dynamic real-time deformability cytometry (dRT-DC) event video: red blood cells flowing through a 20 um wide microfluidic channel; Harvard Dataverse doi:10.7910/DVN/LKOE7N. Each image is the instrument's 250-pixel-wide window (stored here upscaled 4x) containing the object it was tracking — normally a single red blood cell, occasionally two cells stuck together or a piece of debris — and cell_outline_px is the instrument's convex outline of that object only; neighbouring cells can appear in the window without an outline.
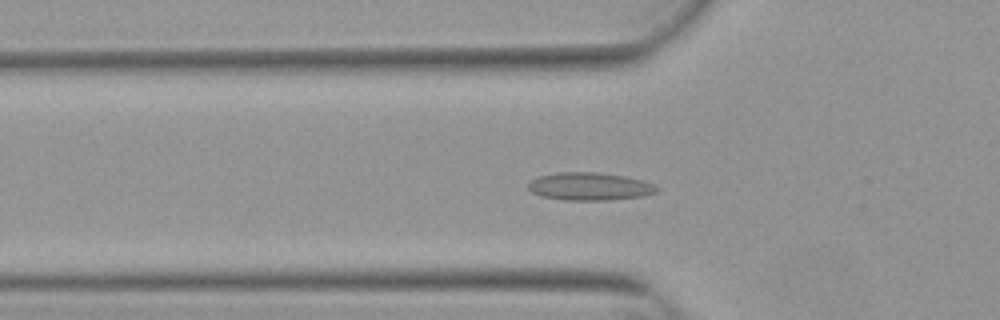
{"species": "Egyptian fruit bat (a non-hibernating species)", "species_latin": "Rousettus aegyptiacus", "temperature_condition": "warm", "stored_images_in_passage": 52, "camera_frame_rate_fps": 3000, "um_per_image_px": 0.085, "animal": {"sex": "female"}, "frame": {"image": 1, "passage_image": 17, "time_ms": 5.333, "image_size_px": [1000, 320], "cell_outline_px": [[660, 188], [656, 192], [644, 196], [608, 200], [564, 200], [540, 196], [532, 192], [528, 188], [528, 184], [532, 180], [540, 176], [556, 172], [596, 172], [624, 176], [640, 180], [652, 184]], "centroid_in_image_um": [50.1, 15.85], "position_along_channel_um": 75.7, "area_um2": 20.75}}
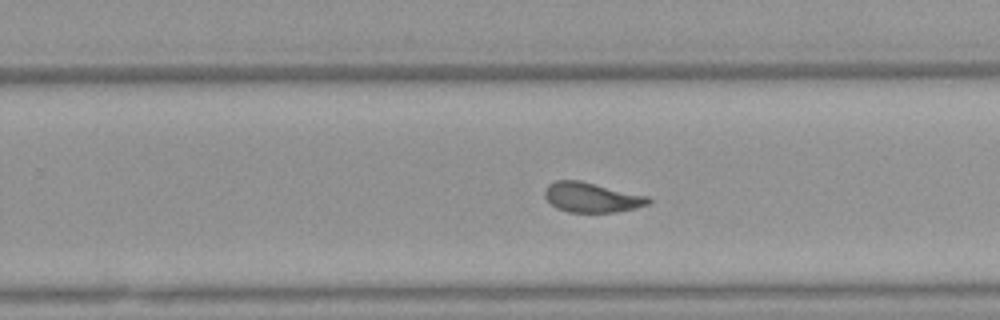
{"frame": {"image": 2, "passage_image": 33, "time_ms": 10.667, "image_size_px": [1000, 320], "cell_outline_px": [[652, 200], [648, 204], [636, 208], [616, 212], [568, 212], [556, 208], [544, 196], [544, 188], [548, 184], [556, 180], [580, 180], [648, 196]], "centroid_in_image_um": [50.28, 16.77], "position_along_channel_um": 279.5, "area_um2": 18.09}}
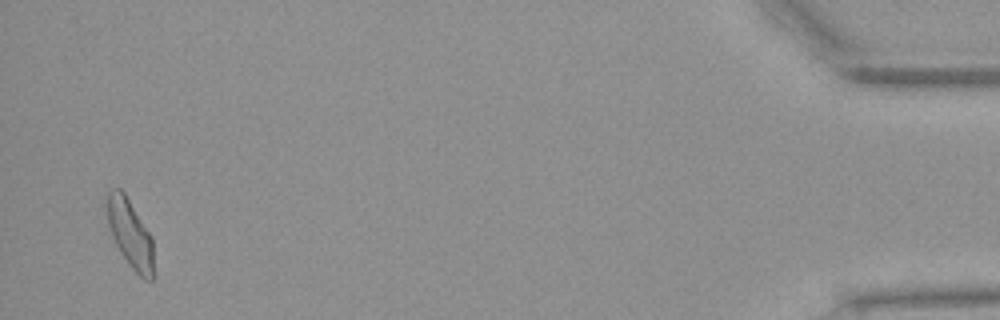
{"frame": {"image": 3, "passage_image": 51, "time_ms": 16.667, "image_size_px": [1000, 320], "cell_outline_px": [[156, 276], [152, 280], [144, 280], [128, 264], [120, 252], [112, 236], [108, 224], [104, 204], [104, 192], [112, 188], [120, 188], [124, 192], [152, 236]], "centroid_in_image_um": [11.05, 19.85], "position_along_channel_um": 424.1, "area_um2": 19.48}}